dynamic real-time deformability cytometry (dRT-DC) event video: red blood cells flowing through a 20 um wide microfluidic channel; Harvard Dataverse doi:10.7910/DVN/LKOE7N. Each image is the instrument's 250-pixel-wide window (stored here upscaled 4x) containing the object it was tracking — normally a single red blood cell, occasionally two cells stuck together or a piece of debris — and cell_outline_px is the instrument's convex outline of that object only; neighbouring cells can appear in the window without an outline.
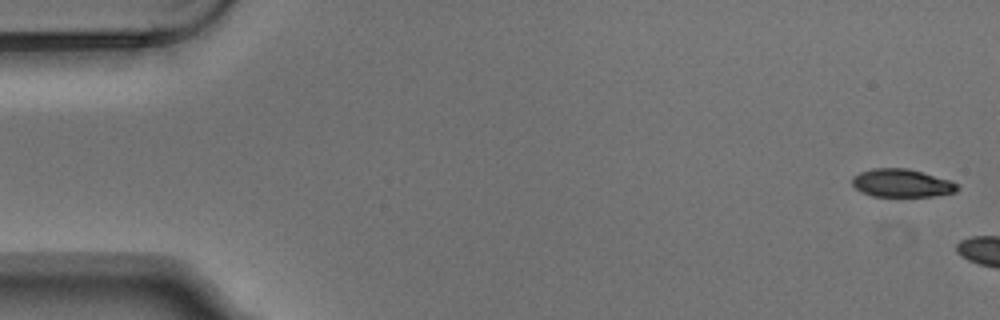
{"species": "Egyptian fruit bat (a non-hibernating species)", "species_latin": "Rousettus aegyptiacus", "temperature_condition": "warm", "stored_images_in_passage": 2, "camera_frame_rate_fps": 3000, "um_per_image_px": 0.085, "animal": {"sex": "male"}, "frame": {"image": 1, "passage_image": 1, "time_ms": 0.0, "image_size_px": [1000, 320], "cell_outline_px": [[960, 188], [956, 192], [936, 196], [872, 196], [860, 192], [852, 184], [852, 176], [860, 172], [872, 168], [908, 168], [952, 180]], "centroid_in_image_um": [76.66, 15.56], "position_along_channel_um": 8.3, "area_um2": 17.4}}